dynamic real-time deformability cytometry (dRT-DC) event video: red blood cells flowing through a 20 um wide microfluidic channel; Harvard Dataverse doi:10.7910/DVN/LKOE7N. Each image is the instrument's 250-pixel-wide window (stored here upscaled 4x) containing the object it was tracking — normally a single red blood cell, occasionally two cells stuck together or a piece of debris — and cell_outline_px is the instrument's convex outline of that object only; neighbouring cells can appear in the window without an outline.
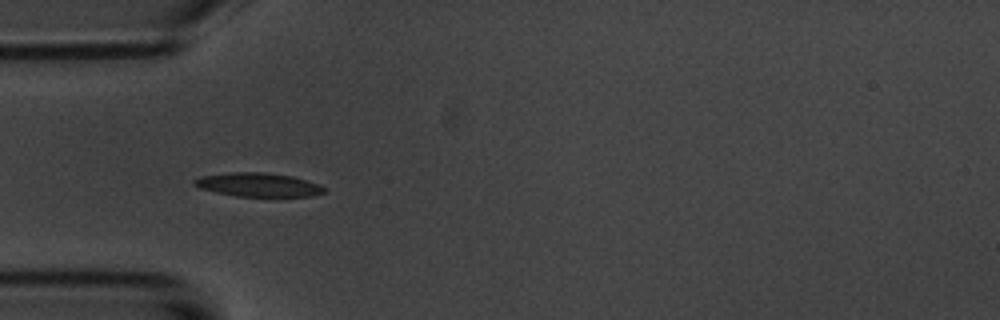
{"species": "common noctule bat (a hibernating species)", "species_latin": "Nyctalus noctula", "temperature_condition": "room temperature", "stored_images_in_passage": 27, "camera_frame_rate_fps": 3000, "um_per_image_px": 0.085, "animal": {"sex": "male", "body_mass_g": 20.1, "forearm_length_mm": 53.5}, "frame": {"image": 1, "passage_image": 4, "time_ms": 1.0, "image_size_px": [1000, 320], "cell_outline_px": [[324, 192], [312, 196], [236, 196], [216, 192], [200, 188], [192, 184], [192, 180], [204, 176], [232, 172], [264, 172], [292, 176], [320, 184], [324, 188]], "centroid_in_image_um": [21.94, 15.7], "position_along_channel_um": 63.1, "area_um2": 17.8}}
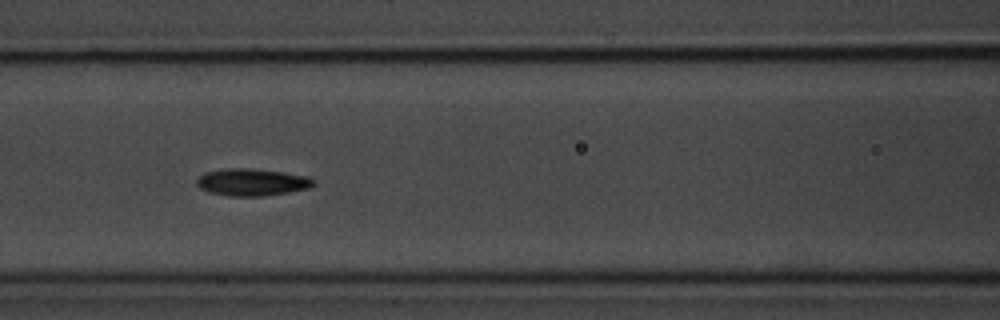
{"frame": {"image": 2, "passage_image": 11, "time_ms": 3.333, "image_size_px": [1000, 320], "cell_outline_px": [[316, 184], [308, 188], [288, 192], [264, 196], [228, 196], [208, 192], [200, 188], [196, 184], [196, 180], [204, 172], [228, 168], [248, 168], [284, 172], [308, 176]], "centroid_in_image_um": [21.39, 15.48], "position_along_channel_um": 145.2, "area_um2": 18.5}}
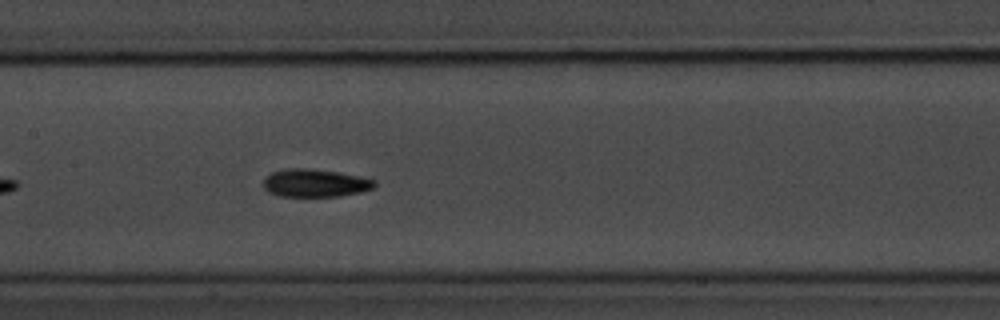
{"frame": {"image": 3, "passage_image": 14, "time_ms": 4.333, "image_size_px": [1000, 320], "cell_outline_px": [[376, 184], [372, 188], [360, 192], [340, 196], [280, 196], [268, 192], [264, 188], [264, 180], [272, 172], [288, 168], [304, 168], [336, 172], [376, 180]], "centroid_in_image_um": [26.76, 15.56], "position_along_channel_um": 180.6, "area_um2": 17.74}}